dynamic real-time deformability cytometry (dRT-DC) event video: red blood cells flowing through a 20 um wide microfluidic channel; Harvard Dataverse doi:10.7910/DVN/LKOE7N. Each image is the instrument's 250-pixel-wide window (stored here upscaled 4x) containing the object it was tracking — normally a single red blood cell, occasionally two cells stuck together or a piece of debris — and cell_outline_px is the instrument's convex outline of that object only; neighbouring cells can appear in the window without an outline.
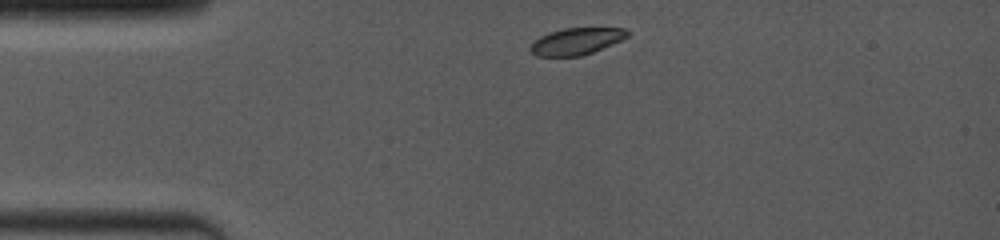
{"species": "common noctule bat (a hibernating species)", "species_latin": "Nyctalus noctula", "temperature_condition": "room temperature", "stored_images_in_passage": 31, "camera_frame_rate_fps": 4000, "um_per_image_px": 0.085, "animal": {"sex": "female", "body_mass_g": 19.0, "forearm_length_mm": 53.3}, "frame": {"image": 1, "passage_image": 1, "time_ms": 0.0, "image_size_px": [1000, 240], "cell_outline_px": [[628, 36], [612, 44], [592, 52], [580, 56], [536, 56], [528, 48], [540, 36], [548, 32], [564, 28], [624, 28], [628, 32]], "centroid_in_image_um": [48.96, 3.51], "position_along_channel_um": 36.0, "area_um2": 14.97}}
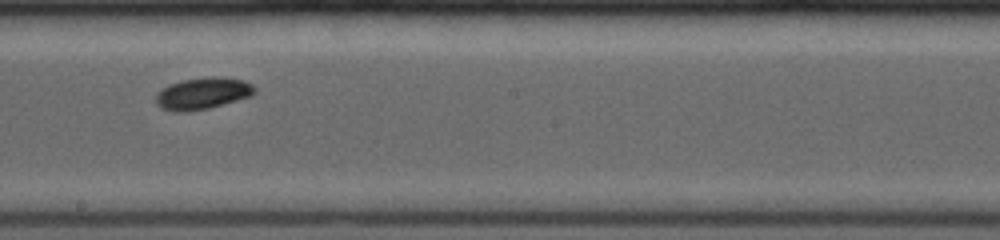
{"frame": {"image": 2, "passage_image": 13, "time_ms": 5.75, "image_size_px": [1000, 240], "cell_outline_px": [[256, 92], [252, 96], [208, 108], [188, 112], [172, 112], [160, 108], [156, 104], [156, 92], [168, 84], [184, 80], [244, 80], [252, 84], [256, 88]], "centroid_in_image_um": [17.16, 8.01], "position_along_channel_um": 231.0, "area_um2": 17.57}}
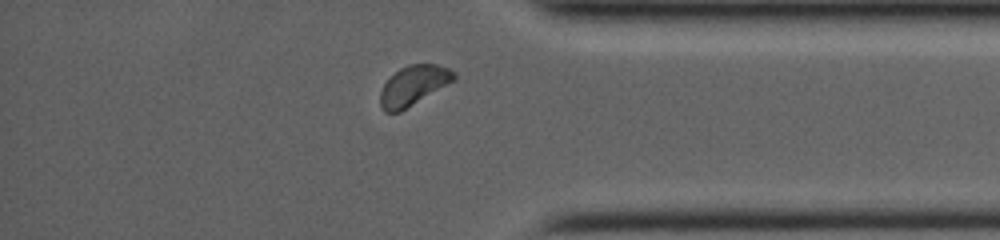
{"frame": {"image": 3, "passage_image": 25, "time_ms": 10.0, "image_size_px": [1000, 240], "cell_outline_px": [[456, 76], [452, 80], [400, 112], [384, 112], [380, 104], [380, 92], [384, 84], [400, 68], [408, 64], [436, 64], [448, 68], [456, 72]], "centroid_in_image_um": [35.11, 7.26], "position_along_channel_um": 400.1, "area_um2": 16.53}, "authors_computed_cell_mechanics": {"area_um2": 17.051, "velocity_mm_per_s": 4.0589, "shape_relaxation_time_tau1_ms": 1.2154, "shape_relaxation_time_tau2_ms": 5.5111, "deformation_change_tau1": 0.073, "deformation_change_tau2": 0.063}}